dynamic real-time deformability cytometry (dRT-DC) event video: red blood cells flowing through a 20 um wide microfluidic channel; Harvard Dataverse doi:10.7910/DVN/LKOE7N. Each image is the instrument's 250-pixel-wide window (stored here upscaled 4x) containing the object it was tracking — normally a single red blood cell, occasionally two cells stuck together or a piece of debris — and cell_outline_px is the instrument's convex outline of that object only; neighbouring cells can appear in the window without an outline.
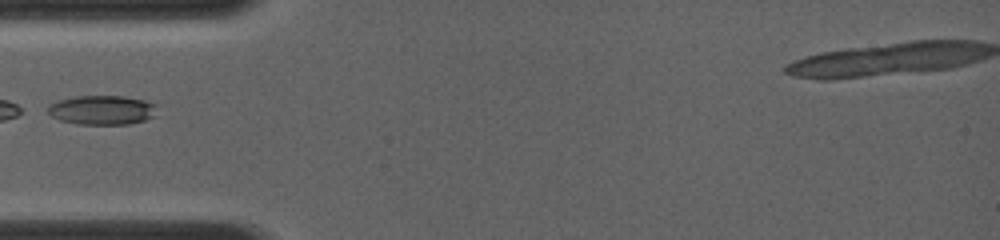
{"species": "common noctule bat (a hibernating species)", "species_latin": "Nyctalus noctula", "temperature_condition": "room temperature", "stored_images_in_passage": 1, "camera_frame_rate_fps": 4000, "um_per_image_px": 0.085, "animal": {"sex": "female", "body_mass_g": 19.0, "forearm_length_mm": 56.7}, "frame": {"image": 1, "passage_image": 1, "time_ms": 0.0, "image_size_px": [1000, 240], "cell_outline_px": [[156, 116], [144, 120], [128, 124], [76, 124], [60, 120], [52, 116], [48, 112], [48, 104], [56, 100], [76, 96], [124, 96], [144, 100], [156, 104]], "centroid_in_image_um": [8.67, 9.34], "position_along_channel_um": 76.3, "area_um2": 18.79}}